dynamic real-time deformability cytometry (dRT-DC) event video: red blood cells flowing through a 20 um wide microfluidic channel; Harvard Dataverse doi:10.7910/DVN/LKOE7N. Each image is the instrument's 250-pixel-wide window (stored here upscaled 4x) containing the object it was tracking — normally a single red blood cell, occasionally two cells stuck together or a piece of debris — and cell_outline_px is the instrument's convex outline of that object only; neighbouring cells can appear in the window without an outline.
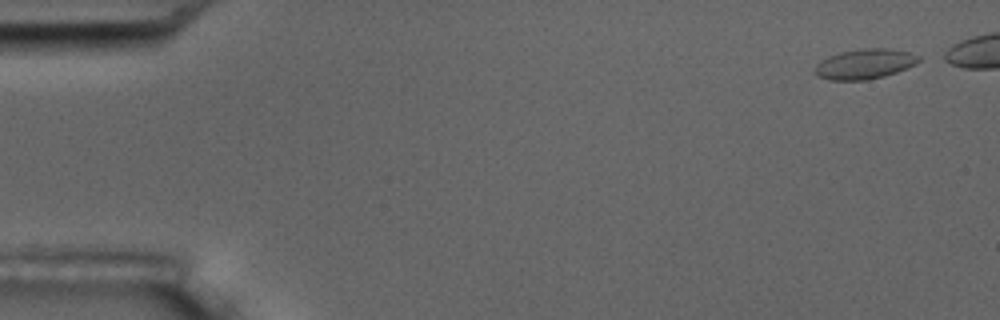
{"species": "common noctule bat (a hibernating species)", "species_latin": "Nyctalus noctula", "temperature_condition": "room temperature", "stored_images_in_passage": 5, "camera_frame_rate_fps": 3000, "um_per_image_px": 0.085, "animal": {"sex": "male", "body_mass_g": 17.5, "forearm_length_mm": 52.3}, "frame": {"image": 1, "passage_image": 1, "time_ms": 0.0, "image_size_px": [1000, 320], "cell_outline_px": [[920, 60], [916, 64], [908, 68], [884, 76], [864, 80], [828, 80], [820, 76], [816, 72], [816, 64], [820, 60], [828, 56], [840, 52], [864, 48], [888, 48], [908, 52], [920, 56]], "centroid_in_image_um": [73.52, 5.43], "position_along_channel_um": 11.5, "area_um2": 18.09}}
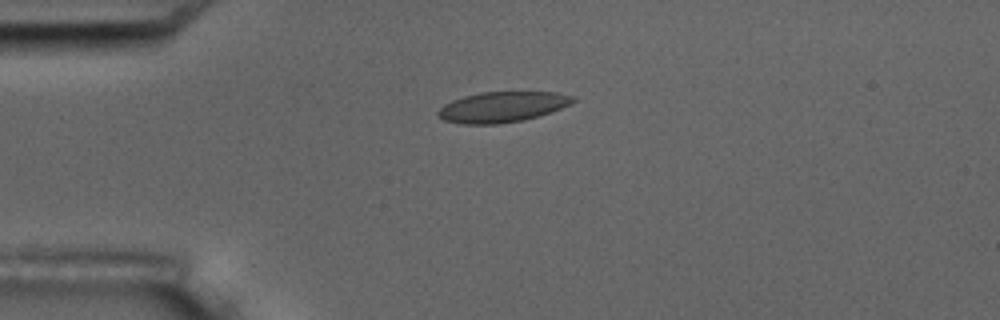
{"frame": {"image": 2, "passage_image": 5, "time_ms": 5.667, "image_size_px": [1000, 320], "cell_outline_px": [[576, 100], [560, 108], [540, 116], [524, 120], [496, 124], [460, 124], [444, 120], [436, 116], [436, 112], [444, 104], [452, 100], [464, 96], [480, 92], [556, 92], [576, 96]], "centroid_in_image_um": [42.66, 9.09], "position_along_channel_um": 42.3, "area_um2": 24.1}}